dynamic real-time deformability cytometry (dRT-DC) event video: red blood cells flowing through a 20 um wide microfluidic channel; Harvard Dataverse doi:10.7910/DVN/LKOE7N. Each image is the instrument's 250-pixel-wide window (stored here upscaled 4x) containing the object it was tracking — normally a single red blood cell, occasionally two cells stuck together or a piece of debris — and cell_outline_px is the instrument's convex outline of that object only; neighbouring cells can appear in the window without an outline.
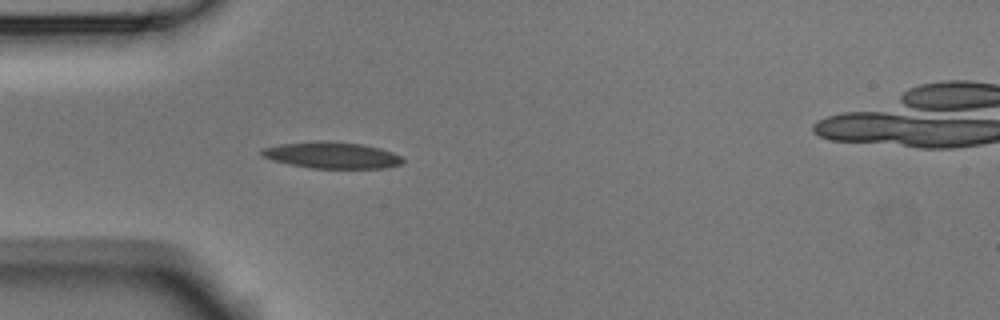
{"species": "Egyptian fruit bat (a non-hibernating species)", "species_latin": "Rousettus aegyptiacus", "temperature_condition": "room temperature", "stored_images_in_passage": 4, "camera_frame_rate_fps": 3000, "um_per_image_px": 0.085, "animal": {"sex": "male"}, "frame": {"image": 1, "passage_image": 4, "time_ms": 1.0, "image_size_px": [1000, 320], "cell_outline_px": [[404, 164], [384, 168], [312, 168], [272, 160], [264, 156], [260, 152], [264, 148], [280, 144], [316, 140], [328, 140], [364, 144], [380, 148], [392, 152], [400, 156], [404, 160]], "centroid_in_image_um": [28.26, 13.18], "position_along_channel_um": 56.7, "area_um2": 21.79}}